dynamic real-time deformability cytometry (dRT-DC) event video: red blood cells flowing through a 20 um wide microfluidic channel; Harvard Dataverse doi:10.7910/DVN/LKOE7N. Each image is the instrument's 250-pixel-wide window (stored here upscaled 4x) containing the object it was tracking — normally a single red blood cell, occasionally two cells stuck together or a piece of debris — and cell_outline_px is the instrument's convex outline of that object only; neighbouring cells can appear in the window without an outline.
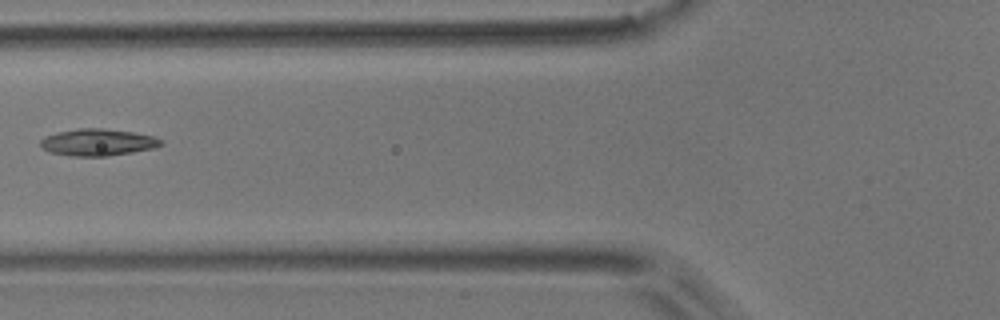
{"species": "common noctule bat (a hibernating species)", "species_latin": "Nyctalus noctula", "temperature_condition": "room temperature", "stored_images_in_passage": 7, "camera_frame_rate_fps": 3000, "um_per_image_px": 0.085, "animal": {"sex": "male", "body_mass_g": 17.9}, "frame": {"image": 1, "passage_image": 5, "time_ms": 1.333, "image_size_px": [1000, 320], "cell_outline_px": [[164, 144], [152, 148], [132, 152], [108, 156], [72, 156], [48, 152], [40, 148], [40, 140], [44, 136], [56, 132], [80, 128], [104, 128], [132, 132], [152, 136], [164, 140]], "centroid_in_image_um": [8.26, 12.09], "position_along_channel_um": 117.5, "area_um2": 19.02}}
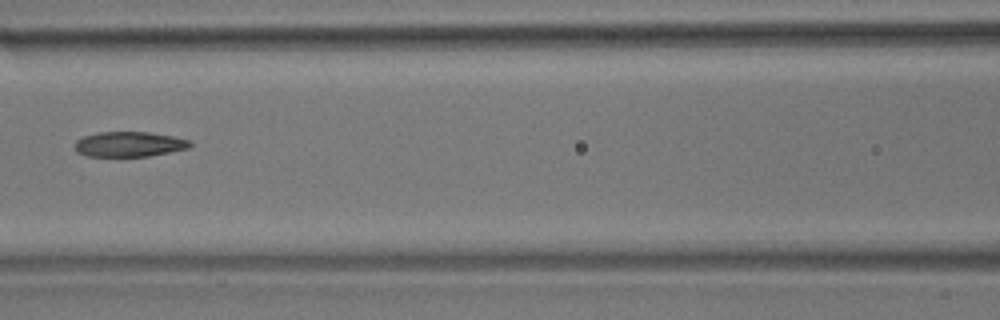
{"frame": {"image": 2, "passage_image": 6, "time_ms": 1.667, "image_size_px": [1000, 320], "cell_outline_px": [[192, 144], [188, 148], [148, 156], [88, 156], [76, 152], [76, 140], [84, 136], [100, 132], [148, 132], [172, 136], [188, 140]], "centroid_in_image_um": [10.96, 12.25], "position_along_channel_um": 155.6, "area_um2": 16.59}}
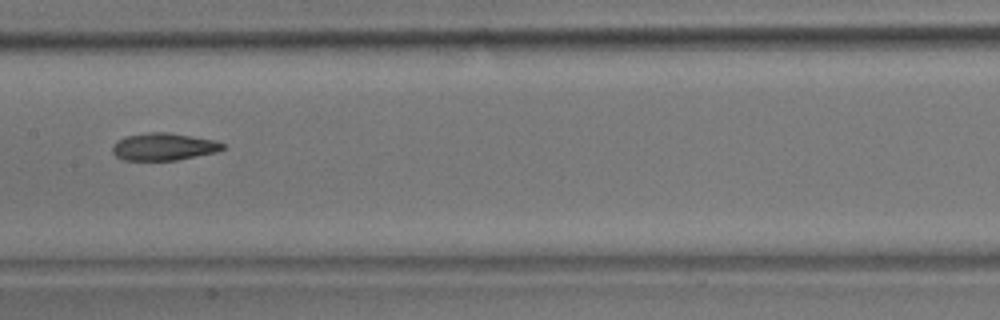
{"frame": {"image": 3, "passage_image": 7, "time_ms": 2.0, "image_size_px": [1000, 320], "cell_outline_px": [[224, 148], [216, 152], [176, 160], [124, 160], [116, 156], [112, 152], [112, 144], [116, 140], [124, 136], [148, 132], [168, 132], [216, 140], [224, 144]], "centroid_in_image_um": [13.87, 12.46], "position_along_channel_um": 193.5, "area_um2": 17.69}}